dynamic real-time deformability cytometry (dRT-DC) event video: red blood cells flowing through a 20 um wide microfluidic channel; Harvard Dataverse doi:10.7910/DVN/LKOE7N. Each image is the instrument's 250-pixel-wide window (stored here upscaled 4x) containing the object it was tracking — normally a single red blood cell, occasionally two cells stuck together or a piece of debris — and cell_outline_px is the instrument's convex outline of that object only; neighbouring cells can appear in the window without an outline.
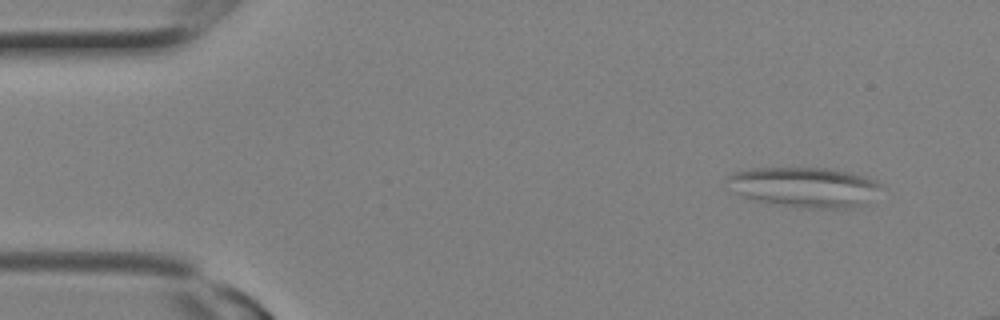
{"species": "Egyptian fruit bat (a non-hibernating species)", "species_latin": "Rousettus aegyptiacus", "temperature_condition": "room temperature", "stored_images_in_passage": 6, "camera_frame_rate_fps": 3000, "um_per_image_px": 0.085, "animal": {"sex": "female"}, "frame": {"image": 1, "passage_image": 1, "time_ms": 0.0, "image_size_px": [1000, 320], "cell_outline_px": [[880, 188], [868, 204], [848, 208], [804, 208], [756, 200], [744, 196], [736, 192], [724, 180], [728, 176], [736, 172], [756, 168], [828, 168], [852, 172], [876, 180], [880, 184]], "centroid_in_image_um": [68.44, 15.9], "position_along_channel_um": 16.6, "area_um2": 35.72}}